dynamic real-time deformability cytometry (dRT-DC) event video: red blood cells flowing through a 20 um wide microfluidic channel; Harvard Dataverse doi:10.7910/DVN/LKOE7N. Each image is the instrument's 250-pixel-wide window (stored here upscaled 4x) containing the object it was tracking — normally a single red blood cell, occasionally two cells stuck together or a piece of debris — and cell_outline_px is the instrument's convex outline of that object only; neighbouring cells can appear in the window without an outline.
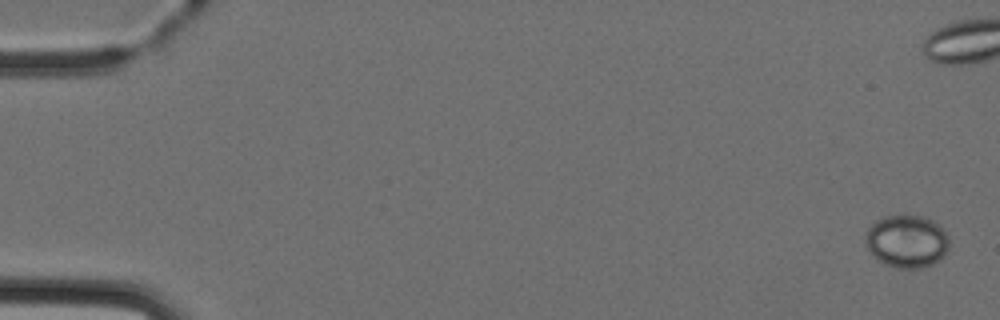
{"species": "Egyptian fruit bat (a non-hibernating species)", "species_latin": "Rousettus aegyptiacus", "temperature_condition": "cold", "stored_images_in_passage": 9, "camera_frame_rate_fps": 3000, "um_per_image_px": 0.085, "animal": {"sex": "female"}, "frame": {"image": 1, "passage_image": 1, "time_ms": 0.0, "image_size_px": [1000, 320], "cell_outline_px": [[948, 248], [944, 256], [940, 260], [932, 264], [920, 268], [896, 268], [884, 264], [876, 260], [868, 252], [864, 236], [864, 232], [876, 220], [884, 216], [920, 216], [932, 220], [944, 228], [948, 236]], "centroid_in_image_um": [77.05, 20.53], "position_along_channel_um": 8.0, "area_um2": 26.07}}